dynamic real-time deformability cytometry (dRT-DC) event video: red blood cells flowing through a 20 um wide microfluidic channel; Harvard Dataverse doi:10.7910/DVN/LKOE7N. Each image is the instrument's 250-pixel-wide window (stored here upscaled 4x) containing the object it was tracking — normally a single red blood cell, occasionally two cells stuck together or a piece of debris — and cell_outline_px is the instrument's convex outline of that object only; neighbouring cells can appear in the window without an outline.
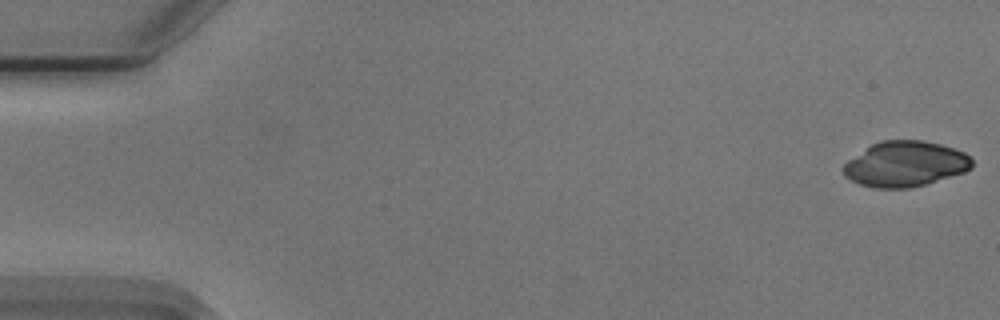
{"species": "Egyptian fruit bat (a non-hibernating species)", "species_latin": "Rousettus aegyptiacus", "temperature_condition": "cold", "stored_images_in_passage": 2, "camera_frame_rate_fps": 3000, "um_per_image_px": 0.085, "animal": {"sex": "male"}, "frame": {"image": 1, "passage_image": 1, "time_ms": 0.0, "image_size_px": [1000, 320], "cell_outline_px": [[972, 168], [964, 172], [912, 188], [872, 188], [860, 184], [844, 176], [840, 168], [848, 160], [872, 144], [880, 140], [920, 140], [940, 144], [964, 152], [972, 160]], "centroid_in_image_um": [76.91, 13.95], "position_along_channel_um": 8.1, "area_um2": 33.99}}